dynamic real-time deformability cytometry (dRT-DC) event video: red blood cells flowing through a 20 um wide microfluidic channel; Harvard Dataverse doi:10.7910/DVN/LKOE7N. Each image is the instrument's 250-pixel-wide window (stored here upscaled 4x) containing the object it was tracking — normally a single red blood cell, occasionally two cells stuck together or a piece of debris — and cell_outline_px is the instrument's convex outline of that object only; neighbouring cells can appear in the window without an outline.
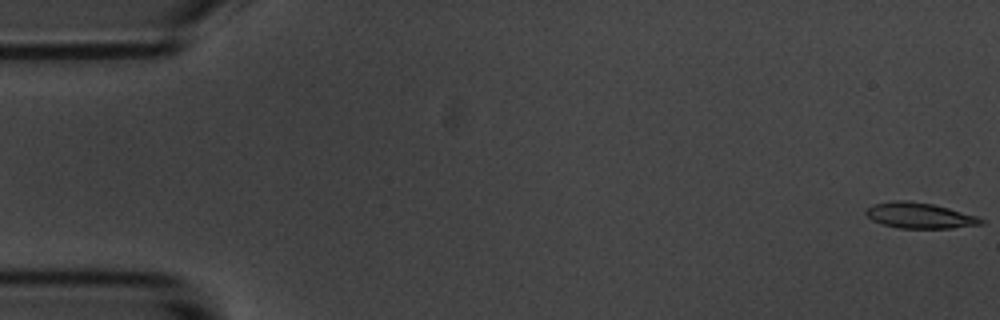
{"species": "common noctule bat (a hibernating species)", "species_latin": "Nyctalus noctula", "temperature_condition": "room temperature", "stored_images_in_passage": 13, "camera_frame_rate_fps": 3000, "um_per_image_px": 0.085, "animal": {"sex": "male", "body_mass_g": 20.1, "forearm_length_mm": 53.5}, "frame": {"image": 1, "passage_image": 1, "time_ms": 0.0, "image_size_px": [1000, 320], "cell_outline_px": [[984, 224], [952, 228], [900, 228], [884, 224], [872, 220], [864, 212], [868, 208], [876, 204], [896, 200], [904, 200], [932, 204], [948, 208], [976, 216], [984, 220]], "centroid_in_image_um": [78.19, 18.33], "position_along_channel_um": 6.8, "area_um2": 16.88}}